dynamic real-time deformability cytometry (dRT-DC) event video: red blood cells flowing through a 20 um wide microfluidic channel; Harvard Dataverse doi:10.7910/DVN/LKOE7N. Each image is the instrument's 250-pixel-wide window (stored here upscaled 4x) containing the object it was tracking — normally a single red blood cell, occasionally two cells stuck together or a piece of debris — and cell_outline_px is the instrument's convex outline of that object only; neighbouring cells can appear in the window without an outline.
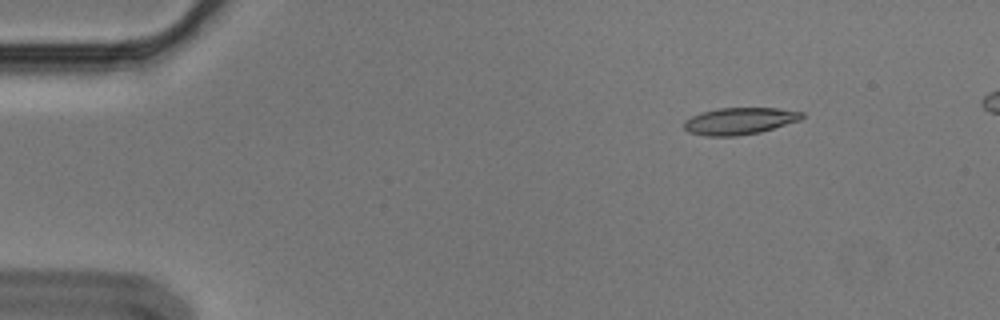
{"species": "Egyptian fruit bat (a non-hibernating species)", "species_latin": "Rousettus aegyptiacus", "temperature_condition": "cold", "stored_images_in_passage": 14, "segment_of_instrument_passage": [1, 2], "camera_frame_rate_fps": 3000, "um_per_image_px": 0.085, "animal": {"sex": "male"}, "frame": {"image": 1, "passage_image": 2, "time_ms": 0.333, "image_size_px": [1000, 320], "cell_outline_px": [[804, 116], [800, 120], [760, 132], [736, 136], [708, 136], [688, 132], [684, 128], [684, 120], [692, 116], [704, 112], [720, 108], [776, 108], [804, 112]], "centroid_in_image_um": [62.87, 10.29], "position_along_channel_um": 22.1, "area_um2": 18.32}}
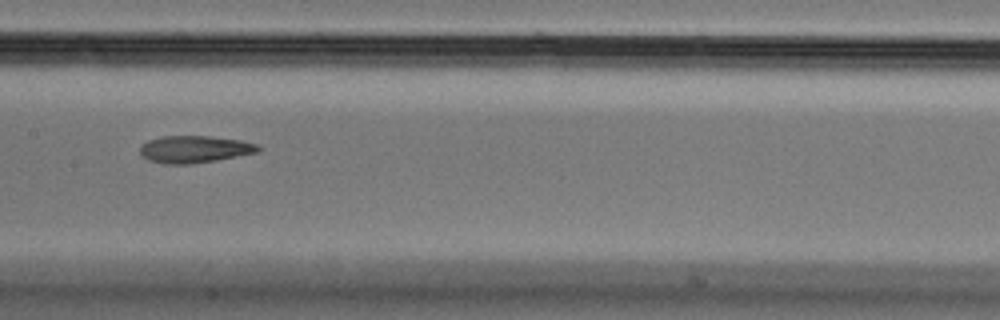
{"frame": {"image": 2, "passage_image": 7, "time_ms": 2.0, "image_size_px": [1000, 320], "cell_outline_px": [[260, 152], [216, 160], [192, 164], [164, 164], [148, 160], [140, 152], [140, 144], [148, 140], [160, 136], [208, 136], [240, 140], [260, 144]], "centroid_in_image_um": [16.54, 12.68], "position_along_channel_um": 190.9, "area_um2": 18.84}}
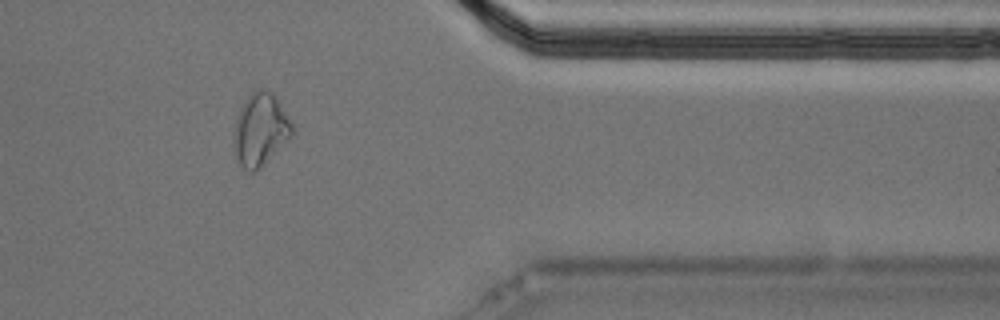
{"frame": {"image": 3, "passage_image": 12, "time_ms": 3.667, "image_size_px": [1000, 320], "cell_outline_px": [[292, 136], [256, 172], [248, 172], [236, 160], [236, 116], [240, 108], [248, 96], [256, 88], [264, 88], [272, 92], [292, 124]], "centroid_in_image_um": [22.14, 11.01], "position_along_channel_um": 389.3, "area_um2": 24.04}}